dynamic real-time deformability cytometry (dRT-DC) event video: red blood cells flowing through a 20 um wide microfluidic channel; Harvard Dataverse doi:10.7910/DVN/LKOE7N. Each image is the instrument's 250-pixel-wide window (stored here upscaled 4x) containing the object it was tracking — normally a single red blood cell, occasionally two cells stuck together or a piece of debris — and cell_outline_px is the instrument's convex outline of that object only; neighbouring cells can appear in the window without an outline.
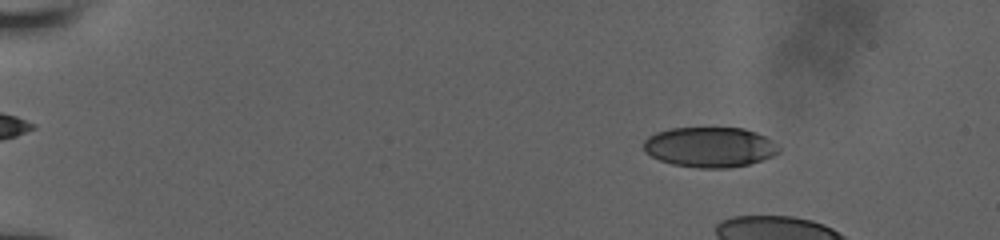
{"species": "human", "species_latin": "Homo sapiens", "temperature_condition": "room temperature", "stored_images_in_passage": 8, "camera_frame_rate_fps": 3000, "um_per_image_px": 0.085, "donor": {"sex": "male"}, "frame": {"image": 1, "passage_image": 4, "time_ms": 2.0, "image_size_px": [1000, 240], "cell_outline_px": [[780, 152], [772, 156], [748, 164], [728, 168], [700, 168], [672, 164], [660, 160], [644, 152], [644, 140], [648, 136], [656, 132], [672, 128], [744, 128], [756, 132], [772, 140], [780, 148]], "centroid_in_image_um": [60.32, 12.5], "position_along_channel_um": 24.7, "area_um2": 31.62}}